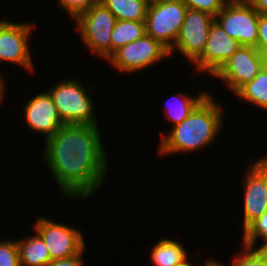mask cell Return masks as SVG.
<instances>
[{"label": "cell", "mask_w": 267, "mask_h": 266, "mask_svg": "<svg viewBox=\"0 0 267 266\" xmlns=\"http://www.w3.org/2000/svg\"><path fill=\"white\" fill-rule=\"evenodd\" d=\"M25 119L32 130L44 133L49 139L64 126L52 96L46 91L36 95L24 106Z\"/></svg>", "instance_id": "cell-14"}, {"label": "cell", "mask_w": 267, "mask_h": 266, "mask_svg": "<svg viewBox=\"0 0 267 266\" xmlns=\"http://www.w3.org/2000/svg\"><path fill=\"white\" fill-rule=\"evenodd\" d=\"M45 142L44 159L64 195L84 199L103 185L108 164L97 124H65Z\"/></svg>", "instance_id": "cell-1"}, {"label": "cell", "mask_w": 267, "mask_h": 266, "mask_svg": "<svg viewBox=\"0 0 267 266\" xmlns=\"http://www.w3.org/2000/svg\"><path fill=\"white\" fill-rule=\"evenodd\" d=\"M244 183V229L267 211V156L252 164Z\"/></svg>", "instance_id": "cell-11"}, {"label": "cell", "mask_w": 267, "mask_h": 266, "mask_svg": "<svg viewBox=\"0 0 267 266\" xmlns=\"http://www.w3.org/2000/svg\"><path fill=\"white\" fill-rule=\"evenodd\" d=\"M260 237L267 243V211L264 212L259 218L252 221L243 232L244 246L254 248L256 239Z\"/></svg>", "instance_id": "cell-21"}, {"label": "cell", "mask_w": 267, "mask_h": 266, "mask_svg": "<svg viewBox=\"0 0 267 266\" xmlns=\"http://www.w3.org/2000/svg\"><path fill=\"white\" fill-rule=\"evenodd\" d=\"M4 80L0 76V102L2 101V97L4 96Z\"/></svg>", "instance_id": "cell-30"}, {"label": "cell", "mask_w": 267, "mask_h": 266, "mask_svg": "<svg viewBox=\"0 0 267 266\" xmlns=\"http://www.w3.org/2000/svg\"><path fill=\"white\" fill-rule=\"evenodd\" d=\"M34 227L47 246L52 261L72 257L85 249L82 233L76 228L45 217H39Z\"/></svg>", "instance_id": "cell-8"}, {"label": "cell", "mask_w": 267, "mask_h": 266, "mask_svg": "<svg viewBox=\"0 0 267 266\" xmlns=\"http://www.w3.org/2000/svg\"><path fill=\"white\" fill-rule=\"evenodd\" d=\"M235 94L242 100L267 110V68L264 66L252 81Z\"/></svg>", "instance_id": "cell-19"}, {"label": "cell", "mask_w": 267, "mask_h": 266, "mask_svg": "<svg viewBox=\"0 0 267 266\" xmlns=\"http://www.w3.org/2000/svg\"><path fill=\"white\" fill-rule=\"evenodd\" d=\"M58 2L69 13L71 18L75 20L80 14L99 3L100 0H58Z\"/></svg>", "instance_id": "cell-24"}, {"label": "cell", "mask_w": 267, "mask_h": 266, "mask_svg": "<svg viewBox=\"0 0 267 266\" xmlns=\"http://www.w3.org/2000/svg\"><path fill=\"white\" fill-rule=\"evenodd\" d=\"M208 95L206 92H201L195 98H191L183 93L182 95L179 93L178 97L173 98L175 100L178 98L176 103L172 99V104L170 103L172 106H169L167 109L165 108V111H167L166 117L174 123V126L180 124Z\"/></svg>", "instance_id": "cell-20"}, {"label": "cell", "mask_w": 267, "mask_h": 266, "mask_svg": "<svg viewBox=\"0 0 267 266\" xmlns=\"http://www.w3.org/2000/svg\"><path fill=\"white\" fill-rule=\"evenodd\" d=\"M187 9L182 0L150 3L145 20L146 34L170 51L179 36Z\"/></svg>", "instance_id": "cell-4"}, {"label": "cell", "mask_w": 267, "mask_h": 266, "mask_svg": "<svg viewBox=\"0 0 267 266\" xmlns=\"http://www.w3.org/2000/svg\"><path fill=\"white\" fill-rule=\"evenodd\" d=\"M84 249L79 253L69 258L56 259L50 263L49 266H83V260L81 254H83Z\"/></svg>", "instance_id": "cell-27"}, {"label": "cell", "mask_w": 267, "mask_h": 266, "mask_svg": "<svg viewBox=\"0 0 267 266\" xmlns=\"http://www.w3.org/2000/svg\"><path fill=\"white\" fill-rule=\"evenodd\" d=\"M228 2H250L251 0H227Z\"/></svg>", "instance_id": "cell-32"}, {"label": "cell", "mask_w": 267, "mask_h": 266, "mask_svg": "<svg viewBox=\"0 0 267 266\" xmlns=\"http://www.w3.org/2000/svg\"><path fill=\"white\" fill-rule=\"evenodd\" d=\"M215 20L212 14L197 10L187 9L184 23L179 36L169 51L174 49L185 56L189 62L194 63L203 53L209 35L210 27Z\"/></svg>", "instance_id": "cell-9"}, {"label": "cell", "mask_w": 267, "mask_h": 266, "mask_svg": "<svg viewBox=\"0 0 267 266\" xmlns=\"http://www.w3.org/2000/svg\"><path fill=\"white\" fill-rule=\"evenodd\" d=\"M145 33V21L117 20L110 38V55L118 48L138 40Z\"/></svg>", "instance_id": "cell-18"}, {"label": "cell", "mask_w": 267, "mask_h": 266, "mask_svg": "<svg viewBox=\"0 0 267 266\" xmlns=\"http://www.w3.org/2000/svg\"><path fill=\"white\" fill-rule=\"evenodd\" d=\"M264 66L267 68V56L264 57Z\"/></svg>", "instance_id": "cell-35"}, {"label": "cell", "mask_w": 267, "mask_h": 266, "mask_svg": "<svg viewBox=\"0 0 267 266\" xmlns=\"http://www.w3.org/2000/svg\"><path fill=\"white\" fill-rule=\"evenodd\" d=\"M243 247V253L232 260V266H267L255 250Z\"/></svg>", "instance_id": "cell-25"}, {"label": "cell", "mask_w": 267, "mask_h": 266, "mask_svg": "<svg viewBox=\"0 0 267 266\" xmlns=\"http://www.w3.org/2000/svg\"><path fill=\"white\" fill-rule=\"evenodd\" d=\"M85 87L76 79H67L50 88V95L64 124L94 125L93 101Z\"/></svg>", "instance_id": "cell-3"}, {"label": "cell", "mask_w": 267, "mask_h": 266, "mask_svg": "<svg viewBox=\"0 0 267 266\" xmlns=\"http://www.w3.org/2000/svg\"><path fill=\"white\" fill-rule=\"evenodd\" d=\"M204 266H222V265L217 261L207 260Z\"/></svg>", "instance_id": "cell-31"}, {"label": "cell", "mask_w": 267, "mask_h": 266, "mask_svg": "<svg viewBox=\"0 0 267 266\" xmlns=\"http://www.w3.org/2000/svg\"><path fill=\"white\" fill-rule=\"evenodd\" d=\"M168 56L169 50L145 33L138 40L118 48L107 60L119 71L133 73L146 69Z\"/></svg>", "instance_id": "cell-6"}, {"label": "cell", "mask_w": 267, "mask_h": 266, "mask_svg": "<svg viewBox=\"0 0 267 266\" xmlns=\"http://www.w3.org/2000/svg\"><path fill=\"white\" fill-rule=\"evenodd\" d=\"M250 249L255 250L267 265V243L261 245L260 247Z\"/></svg>", "instance_id": "cell-29"}, {"label": "cell", "mask_w": 267, "mask_h": 266, "mask_svg": "<svg viewBox=\"0 0 267 266\" xmlns=\"http://www.w3.org/2000/svg\"><path fill=\"white\" fill-rule=\"evenodd\" d=\"M256 48L263 57L267 56V15L265 14H260L259 16Z\"/></svg>", "instance_id": "cell-26"}, {"label": "cell", "mask_w": 267, "mask_h": 266, "mask_svg": "<svg viewBox=\"0 0 267 266\" xmlns=\"http://www.w3.org/2000/svg\"><path fill=\"white\" fill-rule=\"evenodd\" d=\"M149 4L150 3H154V2H158V1H163V0H146Z\"/></svg>", "instance_id": "cell-34"}, {"label": "cell", "mask_w": 267, "mask_h": 266, "mask_svg": "<svg viewBox=\"0 0 267 266\" xmlns=\"http://www.w3.org/2000/svg\"><path fill=\"white\" fill-rule=\"evenodd\" d=\"M259 16L250 2H228L215 16V20L241 45L256 47Z\"/></svg>", "instance_id": "cell-7"}, {"label": "cell", "mask_w": 267, "mask_h": 266, "mask_svg": "<svg viewBox=\"0 0 267 266\" xmlns=\"http://www.w3.org/2000/svg\"><path fill=\"white\" fill-rule=\"evenodd\" d=\"M264 67V57L254 46L242 45L224 64L212 75L226 82L236 93Z\"/></svg>", "instance_id": "cell-10"}, {"label": "cell", "mask_w": 267, "mask_h": 266, "mask_svg": "<svg viewBox=\"0 0 267 266\" xmlns=\"http://www.w3.org/2000/svg\"><path fill=\"white\" fill-rule=\"evenodd\" d=\"M116 20L145 21L149 3L146 0H100Z\"/></svg>", "instance_id": "cell-17"}, {"label": "cell", "mask_w": 267, "mask_h": 266, "mask_svg": "<svg viewBox=\"0 0 267 266\" xmlns=\"http://www.w3.org/2000/svg\"><path fill=\"white\" fill-rule=\"evenodd\" d=\"M32 27L30 23L0 21V61L18 64L30 71L34 69L28 45Z\"/></svg>", "instance_id": "cell-12"}, {"label": "cell", "mask_w": 267, "mask_h": 266, "mask_svg": "<svg viewBox=\"0 0 267 266\" xmlns=\"http://www.w3.org/2000/svg\"><path fill=\"white\" fill-rule=\"evenodd\" d=\"M0 266H20L16 241L4 240L0 242Z\"/></svg>", "instance_id": "cell-22"}, {"label": "cell", "mask_w": 267, "mask_h": 266, "mask_svg": "<svg viewBox=\"0 0 267 266\" xmlns=\"http://www.w3.org/2000/svg\"><path fill=\"white\" fill-rule=\"evenodd\" d=\"M222 109L210 94L180 124L162 137L159 154L191 152L208 146L221 130Z\"/></svg>", "instance_id": "cell-2"}, {"label": "cell", "mask_w": 267, "mask_h": 266, "mask_svg": "<svg viewBox=\"0 0 267 266\" xmlns=\"http://www.w3.org/2000/svg\"><path fill=\"white\" fill-rule=\"evenodd\" d=\"M178 266H193L191 263L188 262V260H186L184 263H182L181 265Z\"/></svg>", "instance_id": "cell-33"}, {"label": "cell", "mask_w": 267, "mask_h": 266, "mask_svg": "<svg viewBox=\"0 0 267 266\" xmlns=\"http://www.w3.org/2000/svg\"><path fill=\"white\" fill-rule=\"evenodd\" d=\"M241 46L214 20L209 30L205 49L193 64H196L199 72L207 71L213 75Z\"/></svg>", "instance_id": "cell-13"}, {"label": "cell", "mask_w": 267, "mask_h": 266, "mask_svg": "<svg viewBox=\"0 0 267 266\" xmlns=\"http://www.w3.org/2000/svg\"><path fill=\"white\" fill-rule=\"evenodd\" d=\"M20 266H49L51 256L43 239L35 233L30 238L16 240Z\"/></svg>", "instance_id": "cell-15"}, {"label": "cell", "mask_w": 267, "mask_h": 266, "mask_svg": "<svg viewBox=\"0 0 267 266\" xmlns=\"http://www.w3.org/2000/svg\"><path fill=\"white\" fill-rule=\"evenodd\" d=\"M188 258L186 250L177 241L161 239L151 251L154 266H178Z\"/></svg>", "instance_id": "cell-16"}, {"label": "cell", "mask_w": 267, "mask_h": 266, "mask_svg": "<svg viewBox=\"0 0 267 266\" xmlns=\"http://www.w3.org/2000/svg\"><path fill=\"white\" fill-rule=\"evenodd\" d=\"M250 3L259 14L267 15V0H251Z\"/></svg>", "instance_id": "cell-28"}, {"label": "cell", "mask_w": 267, "mask_h": 266, "mask_svg": "<svg viewBox=\"0 0 267 266\" xmlns=\"http://www.w3.org/2000/svg\"><path fill=\"white\" fill-rule=\"evenodd\" d=\"M188 9H197L216 16L228 3L227 0H182Z\"/></svg>", "instance_id": "cell-23"}, {"label": "cell", "mask_w": 267, "mask_h": 266, "mask_svg": "<svg viewBox=\"0 0 267 266\" xmlns=\"http://www.w3.org/2000/svg\"><path fill=\"white\" fill-rule=\"evenodd\" d=\"M74 21L84 44L90 51L107 60L110 56L111 34L117 21L115 16L99 2Z\"/></svg>", "instance_id": "cell-5"}]
</instances>
